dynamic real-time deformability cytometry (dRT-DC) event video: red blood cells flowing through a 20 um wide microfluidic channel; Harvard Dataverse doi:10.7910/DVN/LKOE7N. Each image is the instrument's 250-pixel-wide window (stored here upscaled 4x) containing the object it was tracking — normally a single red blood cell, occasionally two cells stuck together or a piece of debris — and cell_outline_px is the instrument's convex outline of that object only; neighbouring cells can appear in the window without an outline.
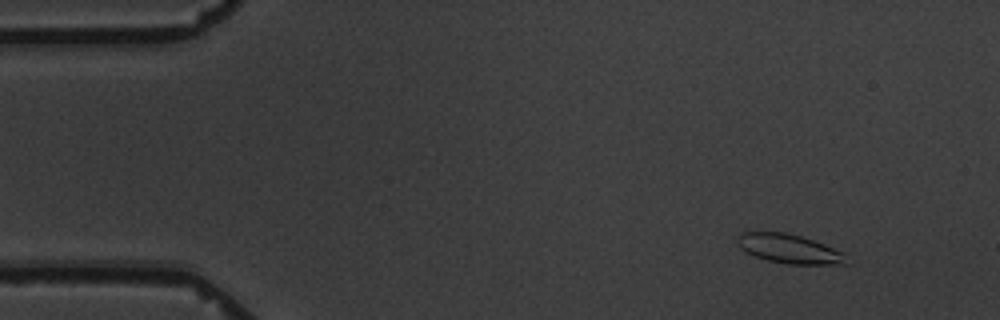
{"species": "common noctule bat (a hibernating species)", "species_latin": "Nyctalus noctula", "temperature_condition": "warm", "stored_images_in_passage": 5, "camera_frame_rate_fps": 3000, "um_per_image_px": 0.085, "animal": {"sex": "male", "body_mass_g": 19.5, "forearm_length_mm": 54.6}, "frame": {"image": 1, "passage_image": 2, "time_ms": 1.0, "image_size_px": [1000, 320], "cell_outline_px": [[852, 264], [788, 264], [768, 260], [744, 252], [740, 248], [736, 240], [736, 236], [740, 232], [784, 232], [800, 236], [824, 244], [844, 252]], "centroid_in_image_um": [67.1, 21.15], "position_along_channel_um": 17.9, "area_um2": 18.67}}